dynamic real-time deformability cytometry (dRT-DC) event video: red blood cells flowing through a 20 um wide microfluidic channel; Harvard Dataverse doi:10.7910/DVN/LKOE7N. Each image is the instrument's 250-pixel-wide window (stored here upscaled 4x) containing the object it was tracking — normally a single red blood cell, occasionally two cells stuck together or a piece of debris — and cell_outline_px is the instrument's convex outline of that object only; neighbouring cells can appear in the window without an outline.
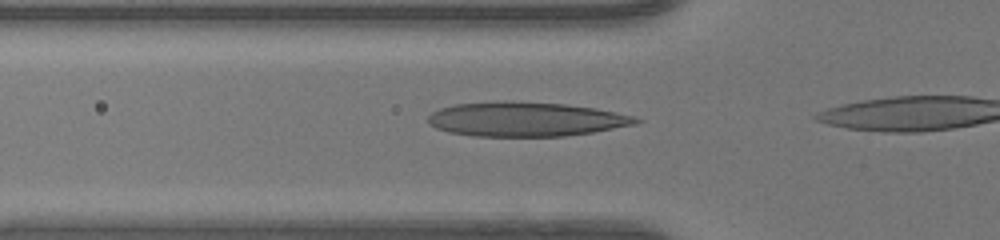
{"species": "human", "species_latin": "Homo sapiens", "temperature_condition": "warm", "stored_images_in_passage": 7, "camera_frame_rate_fps": 3000, "um_per_image_px": 0.085, "donor": {"sex": "female"}, "frame": {"image": 1, "passage_image": 2, "time_ms": 0.333, "image_size_px": [1000, 240], "cell_outline_px": [[644, 120], [636, 124], [592, 132], [564, 136], [472, 136], [448, 132], [436, 128], [428, 124], [428, 116], [432, 112], [440, 108], [456, 104], [504, 100], [564, 104], [596, 108], [636, 116]], "centroid_in_image_um": [44.69, 10.13], "position_along_channel_um": 81.1, "area_um2": 41.85}}
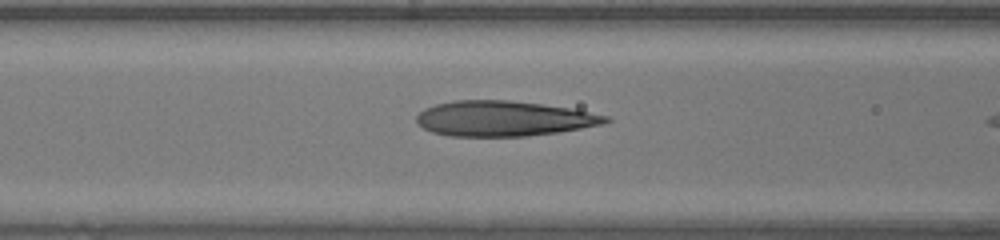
{"frame": {"image": 2, "passage_image": 5, "time_ms": 1.333, "image_size_px": [1000, 240], "cell_outline_px": [[612, 120], [600, 124], [560, 132], [528, 136], [452, 136], [432, 132], [424, 128], [416, 120], [416, 116], [424, 108], [436, 104], [452, 100], [508, 100], [540, 104], [568, 108], [608, 116]], "centroid_in_image_um": [42.77, 10.07], "position_along_channel_um": 123.8, "area_um2": 38.55}}